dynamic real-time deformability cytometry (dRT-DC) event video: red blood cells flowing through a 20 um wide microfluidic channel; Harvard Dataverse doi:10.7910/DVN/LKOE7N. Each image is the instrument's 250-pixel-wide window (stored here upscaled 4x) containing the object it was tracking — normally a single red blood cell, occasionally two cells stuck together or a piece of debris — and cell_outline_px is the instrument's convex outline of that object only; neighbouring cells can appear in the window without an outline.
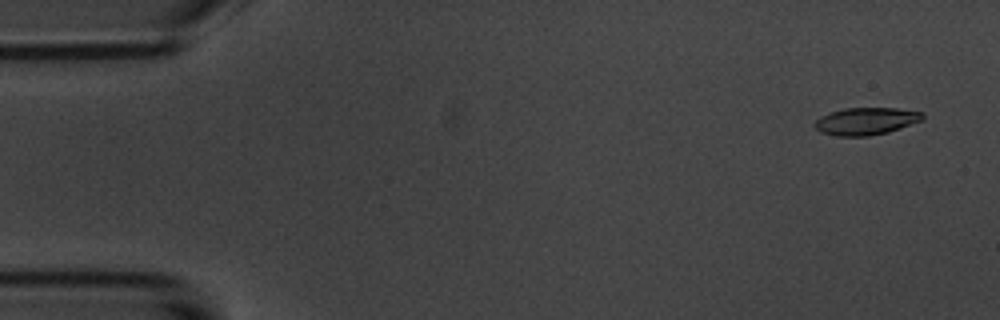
{"species": "common noctule bat (a hibernating species)", "species_latin": "Nyctalus noctula", "temperature_condition": "room temperature", "stored_images_in_passage": 9, "camera_frame_rate_fps": 3000, "um_per_image_px": 0.085, "animal": {"sex": "male", "body_mass_g": 20.1, "forearm_length_mm": 53.5}, "frame": {"image": 1, "passage_image": 1, "time_ms": 0.0, "image_size_px": [1000, 320], "cell_outline_px": [[924, 120], [888, 132], [868, 136], [836, 136], [820, 132], [812, 124], [820, 116], [844, 108], [896, 108], [924, 112]], "centroid_in_image_um": [73.62, 10.3], "position_along_channel_um": 11.4, "area_um2": 17.28}}
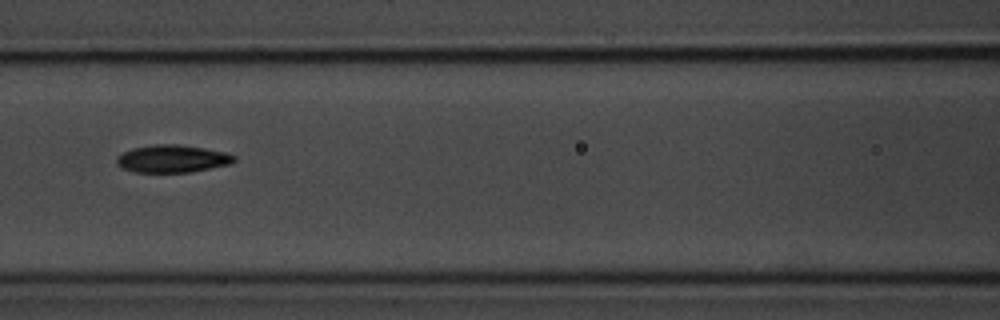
{"frame": {"image": 2, "passage_image": 7, "time_ms": 7.0, "image_size_px": [1000, 320], "cell_outline_px": [[236, 160], [232, 164], [188, 172], [136, 172], [120, 168], [116, 164], [116, 156], [132, 148], [156, 144], [176, 144], [204, 148], [224, 152], [236, 156]], "centroid_in_image_um": [14.63, 13.49], "position_along_channel_um": 152.0, "area_um2": 18.9}}
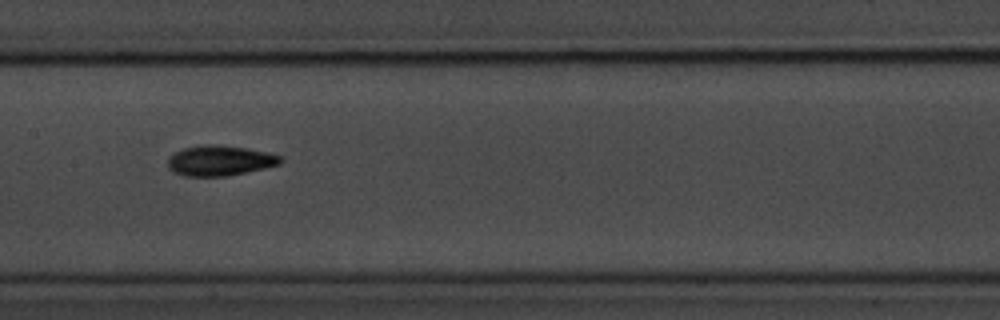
{"frame": {"image": 3, "passage_image": 8, "time_ms": 8.0, "image_size_px": [1000, 320], "cell_outline_px": [[284, 160], [280, 164], [264, 168], [228, 176], [184, 176], [172, 172], [168, 168], [168, 160], [176, 152], [184, 148], [204, 144], [212, 144], [248, 148], [280, 156]], "centroid_in_image_um": [18.68, 13.66], "position_along_channel_um": 188.7, "area_um2": 19.77}}